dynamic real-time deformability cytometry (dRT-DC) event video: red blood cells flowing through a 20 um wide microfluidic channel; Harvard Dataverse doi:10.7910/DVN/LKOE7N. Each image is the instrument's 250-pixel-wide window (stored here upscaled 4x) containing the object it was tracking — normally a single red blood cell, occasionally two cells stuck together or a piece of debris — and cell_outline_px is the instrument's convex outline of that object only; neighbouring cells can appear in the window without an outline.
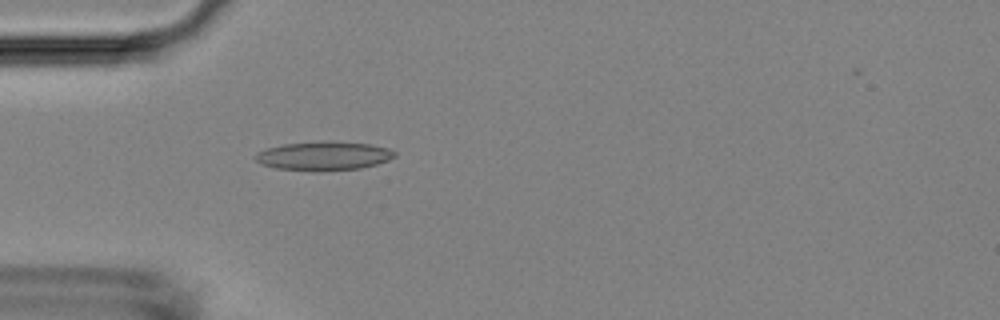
{"species": "Egyptian fruit bat (a non-hibernating species)", "species_latin": "Rousettus aegyptiacus", "temperature_condition": "room temperature", "stored_images_in_passage": 5, "camera_frame_rate_fps": 3000, "um_per_image_px": 0.085, "animal": {"sex": "female"}, "frame": {"image": 1, "passage_image": 5, "time_ms": 1.333, "image_size_px": [1000, 320], "cell_outline_px": [[396, 156], [388, 160], [376, 164], [360, 168], [320, 172], [276, 168], [260, 164], [252, 156], [256, 152], [268, 148], [284, 144], [332, 140], [368, 144], [388, 148], [396, 152]], "centroid_in_image_um": [27.49, 13.25], "position_along_channel_um": 57.5, "area_um2": 23.7}}